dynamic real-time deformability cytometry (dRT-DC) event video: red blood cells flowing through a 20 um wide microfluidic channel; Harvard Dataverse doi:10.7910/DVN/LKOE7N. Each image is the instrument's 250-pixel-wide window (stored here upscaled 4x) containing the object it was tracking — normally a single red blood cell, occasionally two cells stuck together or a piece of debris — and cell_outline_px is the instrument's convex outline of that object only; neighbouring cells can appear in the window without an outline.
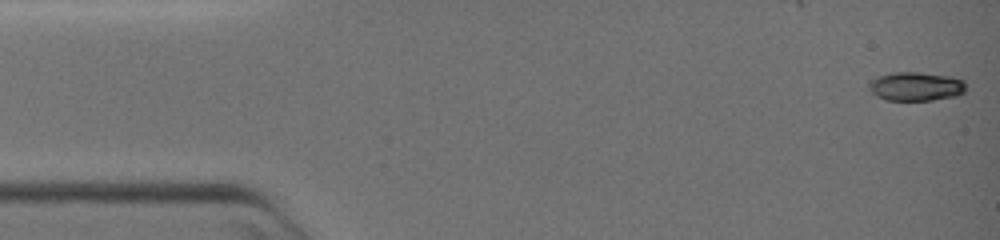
{"species": "common noctule bat (a hibernating species)", "species_latin": "Nyctalus noctula", "temperature_condition": "warm", "stored_images_in_passage": 61, "camera_frame_rate_fps": 3000, "um_per_image_px": 0.085, "animal": {"sex": "female", "body_mass_g": 19.0, "forearm_length_mm": 51.5}, "frame": {"image": 1, "passage_image": 1, "time_ms": 0.0, "image_size_px": [1000, 240], "cell_outline_px": [[964, 92], [956, 96], [932, 100], [884, 100], [876, 96], [868, 88], [868, 80], [876, 76], [892, 72], [916, 72], [948, 76], [964, 80]], "centroid_in_image_um": [77.78, 7.34], "position_along_channel_um": 7.2, "area_um2": 16.42}}
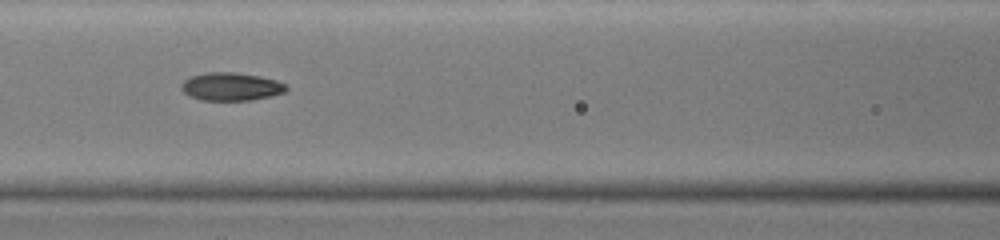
{"frame": {"image": 2, "passage_image": 26, "time_ms": 8.333, "image_size_px": [1000, 240], "cell_outline_px": [[288, 88], [284, 92], [252, 100], [200, 100], [184, 92], [180, 88], [180, 84], [184, 80], [192, 76], [208, 72], [232, 72], [256, 76], [276, 80], [284, 84]], "centroid_in_image_um": [19.6, 7.36], "position_along_channel_um": 147.0, "area_um2": 16.82}}
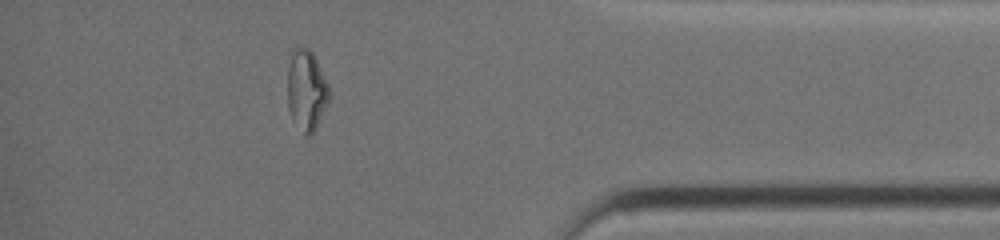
{"frame": {"image": 3, "passage_image": 53, "time_ms": 17.333, "image_size_px": [1000, 240], "cell_outline_px": [[332, 92], [316, 128], [308, 136], [292, 120], [288, 108], [288, 68], [292, 52], [296, 48], [308, 48], [312, 52]], "centroid_in_image_um": [26.05, 7.67], "position_along_channel_um": 409.1, "area_um2": 19.25}}